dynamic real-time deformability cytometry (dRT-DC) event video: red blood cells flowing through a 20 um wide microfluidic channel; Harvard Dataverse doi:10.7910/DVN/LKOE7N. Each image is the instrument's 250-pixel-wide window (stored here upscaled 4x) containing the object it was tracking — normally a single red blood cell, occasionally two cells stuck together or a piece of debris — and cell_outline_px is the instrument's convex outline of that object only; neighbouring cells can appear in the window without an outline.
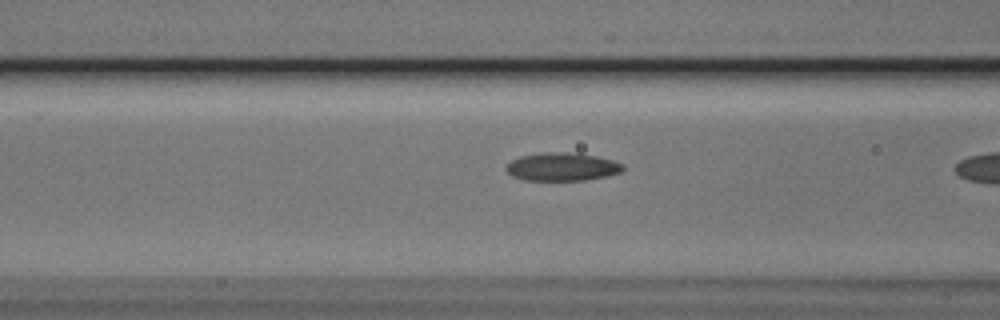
{"species": "Egyptian fruit bat (a non-hibernating species)", "species_latin": "Rousettus aegyptiacus", "temperature_condition": "cold", "stored_images_in_passage": 7, "camera_frame_rate_fps": 3000, "um_per_image_px": 0.085, "animal": {"sex": "male"}, "frame": {"image": 1, "passage_image": 6, "time_ms": 1.667, "image_size_px": [1000, 320], "cell_outline_px": [[624, 168], [620, 172], [608, 176], [584, 180], [524, 180], [512, 176], [504, 168], [512, 160], [520, 156], [544, 152], [568, 152], [596, 156], [612, 160], [624, 164]], "centroid_in_image_um": [47.77, 14.18], "position_along_channel_um": 118.8, "area_um2": 19.13}}